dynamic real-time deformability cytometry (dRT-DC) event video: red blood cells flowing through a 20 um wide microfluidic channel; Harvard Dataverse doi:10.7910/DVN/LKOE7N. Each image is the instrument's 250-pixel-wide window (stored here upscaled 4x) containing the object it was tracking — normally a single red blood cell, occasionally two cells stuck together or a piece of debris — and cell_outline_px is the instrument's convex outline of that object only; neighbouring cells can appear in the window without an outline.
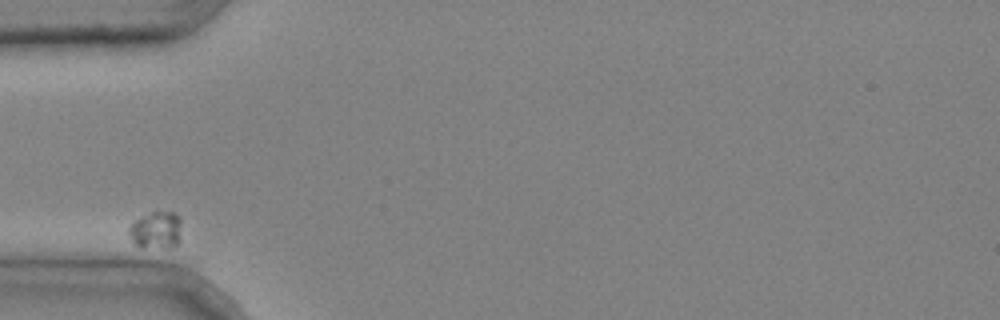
{"species": "common noctule bat (a hibernating species)", "species_latin": "Nyctalus noctula", "temperature_condition": "cold", "stored_images_in_passage": 6, "segment_of_instrument_passage": [2, 2], "camera_frame_rate_fps": 3000, "um_per_image_px": 0.085, "animal": {"sex": "male", "body_mass_g": 20.4}, "frame": {"image": 1, "passage_image": 5, "time_ms": 1.333, "image_size_px": [1000, 320], "cell_outline_px": [[180, 240], [176, 244], [168, 248], [140, 248], [132, 240], [128, 232], [128, 228], [136, 220], [152, 212], [172, 212], [180, 216]], "centroid_in_image_um": [13.28, 19.59], "position_along_channel_um": 71.7, "area_um2": 11.39}}